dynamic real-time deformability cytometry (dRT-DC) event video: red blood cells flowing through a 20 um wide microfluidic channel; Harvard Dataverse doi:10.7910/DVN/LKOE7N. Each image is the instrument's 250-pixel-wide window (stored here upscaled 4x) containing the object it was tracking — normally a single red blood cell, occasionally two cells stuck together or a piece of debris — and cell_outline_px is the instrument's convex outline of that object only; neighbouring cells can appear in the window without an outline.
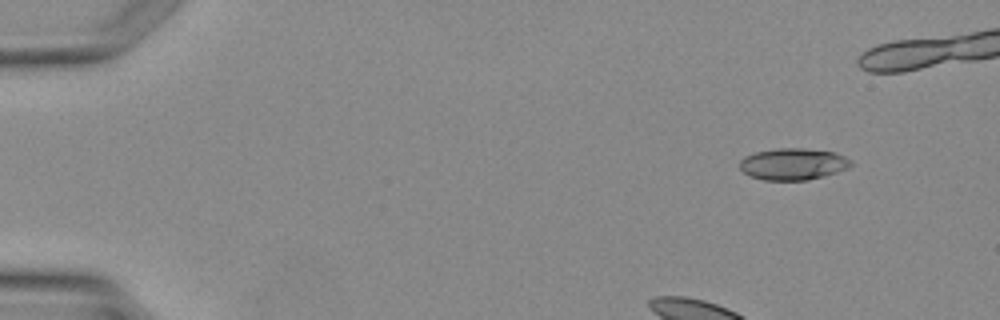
{"species": "Egyptian fruit bat (a non-hibernating species)", "species_latin": "Rousettus aegyptiacus", "temperature_condition": "warm", "stored_images_in_passage": 4, "camera_frame_rate_fps": 3000, "um_per_image_px": 0.085, "animal": {"sex": "female"}, "frame": {"image": 1, "passage_image": 4, "time_ms": 3.667, "image_size_px": [1000, 320], "cell_outline_px": [[852, 164], [848, 168], [824, 176], [808, 180], [764, 180], [752, 176], [744, 172], [740, 168], [740, 160], [744, 156], [756, 152], [780, 148], [804, 148], [836, 152], [852, 160]], "centroid_in_image_um": [67.44, 13.94], "position_along_channel_um": 17.6, "area_um2": 20.52}}